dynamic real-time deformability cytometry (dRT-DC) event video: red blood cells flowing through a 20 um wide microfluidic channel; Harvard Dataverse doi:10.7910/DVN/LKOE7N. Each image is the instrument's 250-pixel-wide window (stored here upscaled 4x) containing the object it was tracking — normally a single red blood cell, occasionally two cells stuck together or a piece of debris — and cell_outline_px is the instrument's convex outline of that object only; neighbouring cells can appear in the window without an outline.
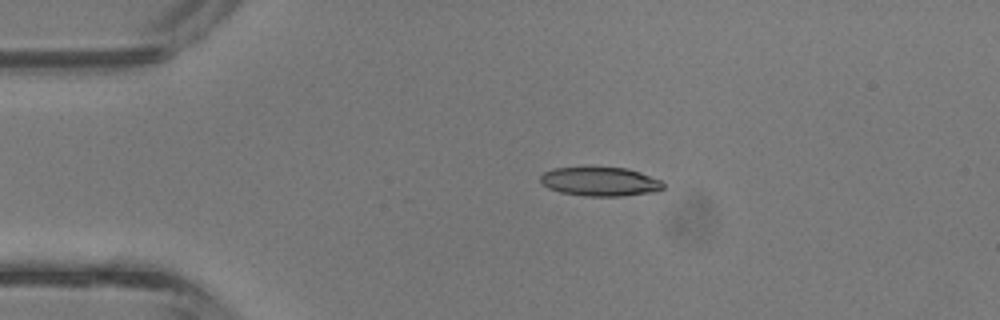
{"species": "common noctule bat (a hibernating species)", "species_latin": "Nyctalus noctula", "temperature_condition": "room temperature", "stored_images_in_passage": 3, "camera_frame_rate_fps": 3000, "um_per_image_px": 0.085, "animal": {"sex": "male", "body_mass_g": 13.3}, "frame": {"image": 1, "passage_image": 2, "time_ms": 0.333, "image_size_px": [1000, 320], "cell_outline_px": [[664, 188], [656, 192], [624, 196], [584, 196], [560, 192], [548, 188], [540, 184], [540, 176], [544, 172], [552, 168], [628, 168], [640, 172], [660, 180], [664, 184]], "centroid_in_image_um": [51.01, 15.45], "position_along_channel_um": 34.0, "area_um2": 20.81}}